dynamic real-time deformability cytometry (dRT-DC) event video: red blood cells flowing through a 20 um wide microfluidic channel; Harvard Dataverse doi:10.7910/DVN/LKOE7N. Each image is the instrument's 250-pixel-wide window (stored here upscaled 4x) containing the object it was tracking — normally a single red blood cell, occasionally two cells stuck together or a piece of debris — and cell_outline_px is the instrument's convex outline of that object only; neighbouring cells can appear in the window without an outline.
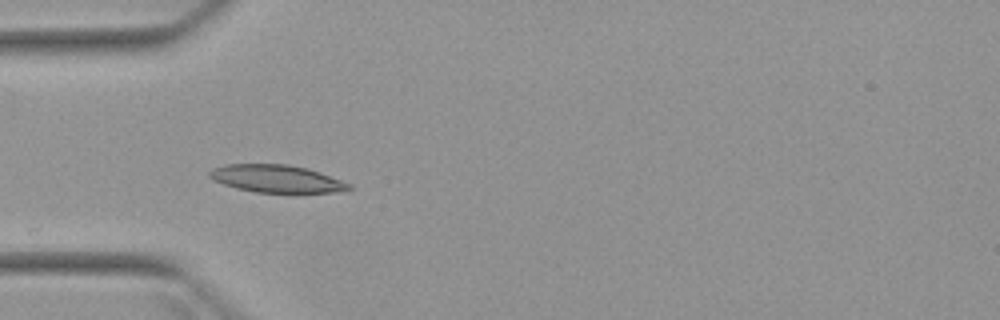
{"species": "Egyptian fruit bat (a non-hibernating species)", "species_latin": "Rousettus aegyptiacus", "temperature_condition": "warm", "stored_images_in_passage": 5, "camera_frame_rate_fps": 3000, "um_per_image_px": 0.085, "animal": {"sex": "female"}, "frame": {"image": 1, "passage_image": 3, "time_ms": 3.333, "image_size_px": [1000, 320], "cell_outline_px": [[352, 188], [332, 192], [256, 192], [236, 188], [212, 180], [208, 176], [208, 172], [212, 168], [224, 164], [288, 164], [308, 168], [320, 172], [352, 184]], "centroid_in_image_um": [23.46, 15.17], "position_along_channel_um": 61.5, "area_um2": 22.37}}
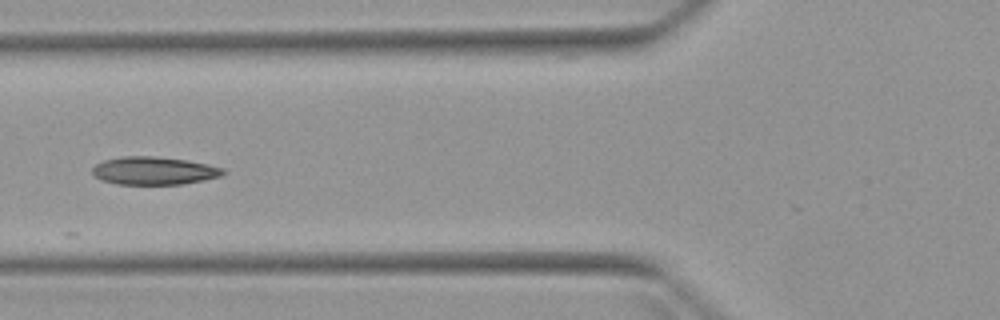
{"frame": {"image": 2, "passage_image": 4, "time_ms": 4.667, "image_size_px": [1000, 320], "cell_outline_px": [[228, 172], [220, 176], [204, 180], [180, 184], [116, 184], [100, 180], [92, 172], [92, 168], [96, 164], [104, 160], [120, 156], [152, 156], [188, 160], [208, 164], [224, 168]], "centroid_in_image_um": [13.1, 14.51], "position_along_channel_um": 112.7, "area_um2": 21.39}}